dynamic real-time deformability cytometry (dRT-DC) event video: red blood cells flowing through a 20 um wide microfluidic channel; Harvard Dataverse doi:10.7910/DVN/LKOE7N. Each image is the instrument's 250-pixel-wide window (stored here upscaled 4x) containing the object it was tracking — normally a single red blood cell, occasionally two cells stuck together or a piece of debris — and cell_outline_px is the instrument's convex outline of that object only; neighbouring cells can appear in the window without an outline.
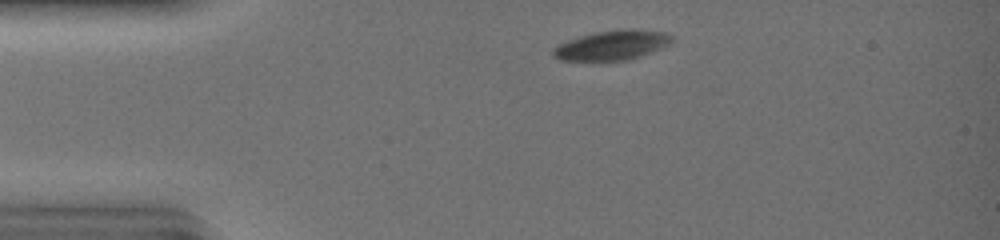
{"species": "common noctule bat (a hibernating species)", "species_latin": "Nyctalus noctula", "temperature_condition": "warm", "stored_images_in_passage": 21, "camera_frame_rate_fps": 3000, "um_per_image_px": 0.085, "animal": {"sex": "female", "body_mass_g": 19.0, "forearm_length_mm": 51.5}, "frame": {"image": 1, "passage_image": 1, "time_ms": 0.0, "image_size_px": [1000, 240], "cell_outline_px": [[676, 36], [668, 44], [660, 48], [640, 56], [628, 60], [560, 60], [552, 56], [552, 48], [568, 40], [580, 36], [596, 32], [624, 28], [636, 28], [664, 32]], "centroid_in_image_um": [52.04, 3.82], "position_along_channel_um": 33.0, "area_um2": 20.52}}